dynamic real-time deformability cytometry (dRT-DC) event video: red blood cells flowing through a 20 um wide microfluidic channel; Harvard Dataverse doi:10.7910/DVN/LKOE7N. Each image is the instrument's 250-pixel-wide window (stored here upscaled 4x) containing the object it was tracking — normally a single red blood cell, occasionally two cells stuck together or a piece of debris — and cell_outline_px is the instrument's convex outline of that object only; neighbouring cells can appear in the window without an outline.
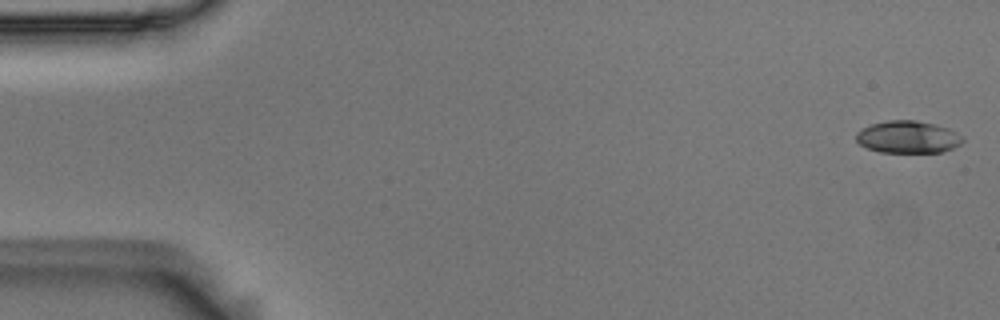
{"species": "Egyptian fruit bat (a non-hibernating species)", "species_latin": "Rousettus aegyptiacus", "temperature_condition": "room temperature", "stored_images_in_passage": 10, "camera_frame_rate_fps": 3000, "um_per_image_px": 0.085, "animal": {"sex": "male"}, "frame": {"image": 1, "passage_image": 1, "time_ms": 0.0, "image_size_px": [1000, 320], "cell_outline_px": [[964, 140], [960, 144], [952, 148], [940, 152], [880, 152], [868, 148], [860, 144], [856, 140], [856, 132], [872, 124], [888, 120], [916, 120], [948, 128], [964, 136]], "centroid_in_image_um": [77.18, 11.64], "position_along_channel_um": 7.8, "area_um2": 19.88}}